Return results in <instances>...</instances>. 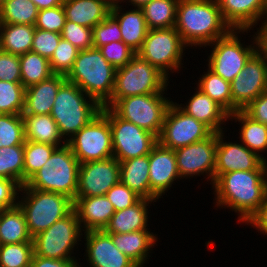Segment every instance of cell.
Instances as JSON below:
<instances>
[{
  "label": "cell",
  "mask_w": 267,
  "mask_h": 267,
  "mask_svg": "<svg viewBox=\"0 0 267 267\" xmlns=\"http://www.w3.org/2000/svg\"><path fill=\"white\" fill-rule=\"evenodd\" d=\"M217 208L230 209L244 225L267 198V170H237L221 174L212 184Z\"/></svg>",
  "instance_id": "cell-1"
},
{
  "label": "cell",
  "mask_w": 267,
  "mask_h": 267,
  "mask_svg": "<svg viewBox=\"0 0 267 267\" xmlns=\"http://www.w3.org/2000/svg\"><path fill=\"white\" fill-rule=\"evenodd\" d=\"M175 29L189 49L205 48L232 30L223 19L217 0H179Z\"/></svg>",
  "instance_id": "cell-2"
},
{
  "label": "cell",
  "mask_w": 267,
  "mask_h": 267,
  "mask_svg": "<svg viewBox=\"0 0 267 267\" xmlns=\"http://www.w3.org/2000/svg\"><path fill=\"white\" fill-rule=\"evenodd\" d=\"M115 71L116 68L102 56L99 48L92 47L79 51L65 77L103 107L113 94Z\"/></svg>",
  "instance_id": "cell-3"
},
{
  "label": "cell",
  "mask_w": 267,
  "mask_h": 267,
  "mask_svg": "<svg viewBox=\"0 0 267 267\" xmlns=\"http://www.w3.org/2000/svg\"><path fill=\"white\" fill-rule=\"evenodd\" d=\"M101 106L76 84L65 80L57 91L51 116L67 142L98 113Z\"/></svg>",
  "instance_id": "cell-4"
},
{
  "label": "cell",
  "mask_w": 267,
  "mask_h": 267,
  "mask_svg": "<svg viewBox=\"0 0 267 267\" xmlns=\"http://www.w3.org/2000/svg\"><path fill=\"white\" fill-rule=\"evenodd\" d=\"M17 205L24 213L32 238L74 209V201L66 195L31 189L25 185L20 188Z\"/></svg>",
  "instance_id": "cell-5"
},
{
  "label": "cell",
  "mask_w": 267,
  "mask_h": 267,
  "mask_svg": "<svg viewBox=\"0 0 267 267\" xmlns=\"http://www.w3.org/2000/svg\"><path fill=\"white\" fill-rule=\"evenodd\" d=\"M80 163L66 144L57 147L40 170L24 184L31 189L66 195L73 201L78 189Z\"/></svg>",
  "instance_id": "cell-6"
},
{
  "label": "cell",
  "mask_w": 267,
  "mask_h": 267,
  "mask_svg": "<svg viewBox=\"0 0 267 267\" xmlns=\"http://www.w3.org/2000/svg\"><path fill=\"white\" fill-rule=\"evenodd\" d=\"M169 79L136 54L125 66L115 71V86L111 99L104 105L112 107L119 99L129 96L167 93Z\"/></svg>",
  "instance_id": "cell-7"
},
{
  "label": "cell",
  "mask_w": 267,
  "mask_h": 267,
  "mask_svg": "<svg viewBox=\"0 0 267 267\" xmlns=\"http://www.w3.org/2000/svg\"><path fill=\"white\" fill-rule=\"evenodd\" d=\"M248 33H251L250 30L232 29L226 36L206 45V48H212L209 50L208 64L206 66L215 74L231 83L242 71L249 58L258 50L256 34L251 35ZM239 34L252 36L251 44H245V41L243 44L241 42L242 37Z\"/></svg>",
  "instance_id": "cell-8"
},
{
  "label": "cell",
  "mask_w": 267,
  "mask_h": 267,
  "mask_svg": "<svg viewBox=\"0 0 267 267\" xmlns=\"http://www.w3.org/2000/svg\"><path fill=\"white\" fill-rule=\"evenodd\" d=\"M83 231L73 210L63 219L53 223L48 229L33 237L34 254L39 257L59 260H80L74 254L78 245H83ZM78 244V245H77ZM73 253V254H72ZM73 255V256H72Z\"/></svg>",
  "instance_id": "cell-9"
},
{
  "label": "cell",
  "mask_w": 267,
  "mask_h": 267,
  "mask_svg": "<svg viewBox=\"0 0 267 267\" xmlns=\"http://www.w3.org/2000/svg\"><path fill=\"white\" fill-rule=\"evenodd\" d=\"M188 48L175 27L151 29L137 54L171 79L170 74L180 73L181 68H186L182 60Z\"/></svg>",
  "instance_id": "cell-10"
},
{
  "label": "cell",
  "mask_w": 267,
  "mask_h": 267,
  "mask_svg": "<svg viewBox=\"0 0 267 267\" xmlns=\"http://www.w3.org/2000/svg\"><path fill=\"white\" fill-rule=\"evenodd\" d=\"M166 95L168 96L167 93H152L121 98L111 109L120 118L159 137L166 112L173 102Z\"/></svg>",
  "instance_id": "cell-11"
},
{
  "label": "cell",
  "mask_w": 267,
  "mask_h": 267,
  "mask_svg": "<svg viewBox=\"0 0 267 267\" xmlns=\"http://www.w3.org/2000/svg\"><path fill=\"white\" fill-rule=\"evenodd\" d=\"M101 112L109 119L113 157L119 162L149 155L158 143L156 135L120 118L110 107L103 106Z\"/></svg>",
  "instance_id": "cell-12"
},
{
  "label": "cell",
  "mask_w": 267,
  "mask_h": 267,
  "mask_svg": "<svg viewBox=\"0 0 267 267\" xmlns=\"http://www.w3.org/2000/svg\"><path fill=\"white\" fill-rule=\"evenodd\" d=\"M67 145L79 163L113 157L109 119L102 112L98 113L67 141Z\"/></svg>",
  "instance_id": "cell-13"
},
{
  "label": "cell",
  "mask_w": 267,
  "mask_h": 267,
  "mask_svg": "<svg viewBox=\"0 0 267 267\" xmlns=\"http://www.w3.org/2000/svg\"><path fill=\"white\" fill-rule=\"evenodd\" d=\"M212 133L206 125L186 114L173 101L166 112L158 142L166 148L176 150L202 141Z\"/></svg>",
  "instance_id": "cell-14"
},
{
  "label": "cell",
  "mask_w": 267,
  "mask_h": 267,
  "mask_svg": "<svg viewBox=\"0 0 267 267\" xmlns=\"http://www.w3.org/2000/svg\"><path fill=\"white\" fill-rule=\"evenodd\" d=\"M232 114L243 110L261 93L267 91V59L257 50L242 71L230 83Z\"/></svg>",
  "instance_id": "cell-15"
},
{
  "label": "cell",
  "mask_w": 267,
  "mask_h": 267,
  "mask_svg": "<svg viewBox=\"0 0 267 267\" xmlns=\"http://www.w3.org/2000/svg\"><path fill=\"white\" fill-rule=\"evenodd\" d=\"M217 133L206 139L175 150L177 168L181 180L204 176L203 179L214 182ZM206 176V177H205ZM191 177V178H190Z\"/></svg>",
  "instance_id": "cell-16"
},
{
  "label": "cell",
  "mask_w": 267,
  "mask_h": 267,
  "mask_svg": "<svg viewBox=\"0 0 267 267\" xmlns=\"http://www.w3.org/2000/svg\"><path fill=\"white\" fill-rule=\"evenodd\" d=\"M119 182L120 162L114 157L80 163L76 197L106 195Z\"/></svg>",
  "instance_id": "cell-17"
},
{
  "label": "cell",
  "mask_w": 267,
  "mask_h": 267,
  "mask_svg": "<svg viewBox=\"0 0 267 267\" xmlns=\"http://www.w3.org/2000/svg\"><path fill=\"white\" fill-rule=\"evenodd\" d=\"M225 132L217 133L214 181L221 174L232 171L267 170V162L240 141H226Z\"/></svg>",
  "instance_id": "cell-18"
},
{
  "label": "cell",
  "mask_w": 267,
  "mask_h": 267,
  "mask_svg": "<svg viewBox=\"0 0 267 267\" xmlns=\"http://www.w3.org/2000/svg\"><path fill=\"white\" fill-rule=\"evenodd\" d=\"M84 256L89 267H138L129 257L122 253L104 230L83 232ZM79 263V267H82Z\"/></svg>",
  "instance_id": "cell-19"
},
{
  "label": "cell",
  "mask_w": 267,
  "mask_h": 267,
  "mask_svg": "<svg viewBox=\"0 0 267 267\" xmlns=\"http://www.w3.org/2000/svg\"><path fill=\"white\" fill-rule=\"evenodd\" d=\"M175 150L162 146L159 142L149 154L150 190L158 198L166 195L175 181H180ZM173 184V185H172Z\"/></svg>",
  "instance_id": "cell-20"
},
{
  "label": "cell",
  "mask_w": 267,
  "mask_h": 267,
  "mask_svg": "<svg viewBox=\"0 0 267 267\" xmlns=\"http://www.w3.org/2000/svg\"><path fill=\"white\" fill-rule=\"evenodd\" d=\"M194 90L193 95L184 102L185 105L175 102L176 105L186 114L206 125L213 133L227 131L224 127L228 124L229 114L200 89L196 87Z\"/></svg>",
  "instance_id": "cell-21"
},
{
  "label": "cell",
  "mask_w": 267,
  "mask_h": 267,
  "mask_svg": "<svg viewBox=\"0 0 267 267\" xmlns=\"http://www.w3.org/2000/svg\"><path fill=\"white\" fill-rule=\"evenodd\" d=\"M225 22L234 30H254L261 21L265 0H217Z\"/></svg>",
  "instance_id": "cell-22"
},
{
  "label": "cell",
  "mask_w": 267,
  "mask_h": 267,
  "mask_svg": "<svg viewBox=\"0 0 267 267\" xmlns=\"http://www.w3.org/2000/svg\"><path fill=\"white\" fill-rule=\"evenodd\" d=\"M83 232L104 230L110 222L115 209L106 195L76 197L74 209Z\"/></svg>",
  "instance_id": "cell-23"
},
{
  "label": "cell",
  "mask_w": 267,
  "mask_h": 267,
  "mask_svg": "<svg viewBox=\"0 0 267 267\" xmlns=\"http://www.w3.org/2000/svg\"><path fill=\"white\" fill-rule=\"evenodd\" d=\"M111 236L114 245L138 267H144L151 257L150 253L157 246V234L149 230H139L124 234L107 233Z\"/></svg>",
  "instance_id": "cell-24"
},
{
  "label": "cell",
  "mask_w": 267,
  "mask_h": 267,
  "mask_svg": "<svg viewBox=\"0 0 267 267\" xmlns=\"http://www.w3.org/2000/svg\"><path fill=\"white\" fill-rule=\"evenodd\" d=\"M124 7L127 6L124 4L114 6L110 9V13L118 21L122 41L137 53L143 45L149 28L141 8L130 7L126 10Z\"/></svg>",
  "instance_id": "cell-25"
},
{
  "label": "cell",
  "mask_w": 267,
  "mask_h": 267,
  "mask_svg": "<svg viewBox=\"0 0 267 267\" xmlns=\"http://www.w3.org/2000/svg\"><path fill=\"white\" fill-rule=\"evenodd\" d=\"M65 80L64 75L53 74L48 79L27 87L22 114H51L57 91Z\"/></svg>",
  "instance_id": "cell-26"
},
{
  "label": "cell",
  "mask_w": 267,
  "mask_h": 267,
  "mask_svg": "<svg viewBox=\"0 0 267 267\" xmlns=\"http://www.w3.org/2000/svg\"><path fill=\"white\" fill-rule=\"evenodd\" d=\"M155 200L140 198L134 205L115 212L104 231L106 233H129L139 230H149V209ZM150 204V205H149Z\"/></svg>",
  "instance_id": "cell-27"
},
{
  "label": "cell",
  "mask_w": 267,
  "mask_h": 267,
  "mask_svg": "<svg viewBox=\"0 0 267 267\" xmlns=\"http://www.w3.org/2000/svg\"><path fill=\"white\" fill-rule=\"evenodd\" d=\"M120 182L141 198L159 201L150 190L149 155L120 161Z\"/></svg>",
  "instance_id": "cell-28"
},
{
  "label": "cell",
  "mask_w": 267,
  "mask_h": 267,
  "mask_svg": "<svg viewBox=\"0 0 267 267\" xmlns=\"http://www.w3.org/2000/svg\"><path fill=\"white\" fill-rule=\"evenodd\" d=\"M66 20L88 28L101 23L111 7L104 0H63Z\"/></svg>",
  "instance_id": "cell-29"
},
{
  "label": "cell",
  "mask_w": 267,
  "mask_h": 267,
  "mask_svg": "<svg viewBox=\"0 0 267 267\" xmlns=\"http://www.w3.org/2000/svg\"><path fill=\"white\" fill-rule=\"evenodd\" d=\"M22 117L25 140L57 147L67 144L60 134L57 123L50 114H22Z\"/></svg>",
  "instance_id": "cell-30"
},
{
  "label": "cell",
  "mask_w": 267,
  "mask_h": 267,
  "mask_svg": "<svg viewBox=\"0 0 267 267\" xmlns=\"http://www.w3.org/2000/svg\"><path fill=\"white\" fill-rule=\"evenodd\" d=\"M229 120L232 122L234 120L240 125L239 137H237L239 141L267 162L263 154L267 152V125L253 120L243 110L230 114Z\"/></svg>",
  "instance_id": "cell-31"
},
{
  "label": "cell",
  "mask_w": 267,
  "mask_h": 267,
  "mask_svg": "<svg viewBox=\"0 0 267 267\" xmlns=\"http://www.w3.org/2000/svg\"><path fill=\"white\" fill-rule=\"evenodd\" d=\"M33 242L23 211L17 205L1 210L0 245Z\"/></svg>",
  "instance_id": "cell-32"
},
{
  "label": "cell",
  "mask_w": 267,
  "mask_h": 267,
  "mask_svg": "<svg viewBox=\"0 0 267 267\" xmlns=\"http://www.w3.org/2000/svg\"><path fill=\"white\" fill-rule=\"evenodd\" d=\"M34 25L0 23V50L14 55L31 51Z\"/></svg>",
  "instance_id": "cell-33"
},
{
  "label": "cell",
  "mask_w": 267,
  "mask_h": 267,
  "mask_svg": "<svg viewBox=\"0 0 267 267\" xmlns=\"http://www.w3.org/2000/svg\"><path fill=\"white\" fill-rule=\"evenodd\" d=\"M193 83L204 94L220 105L229 115L232 114V94L230 82H227L209 68Z\"/></svg>",
  "instance_id": "cell-34"
},
{
  "label": "cell",
  "mask_w": 267,
  "mask_h": 267,
  "mask_svg": "<svg viewBox=\"0 0 267 267\" xmlns=\"http://www.w3.org/2000/svg\"><path fill=\"white\" fill-rule=\"evenodd\" d=\"M178 1L151 0L145 4L141 9L149 30L175 27Z\"/></svg>",
  "instance_id": "cell-35"
},
{
  "label": "cell",
  "mask_w": 267,
  "mask_h": 267,
  "mask_svg": "<svg viewBox=\"0 0 267 267\" xmlns=\"http://www.w3.org/2000/svg\"><path fill=\"white\" fill-rule=\"evenodd\" d=\"M21 83L27 88L51 77L50 62L36 52L29 51L19 56Z\"/></svg>",
  "instance_id": "cell-36"
},
{
  "label": "cell",
  "mask_w": 267,
  "mask_h": 267,
  "mask_svg": "<svg viewBox=\"0 0 267 267\" xmlns=\"http://www.w3.org/2000/svg\"><path fill=\"white\" fill-rule=\"evenodd\" d=\"M38 12L30 0H6L0 5V23L35 25Z\"/></svg>",
  "instance_id": "cell-37"
},
{
  "label": "cell",
  "mask_w": 267,
  "mask_h": 267,
  "mask_svg": "<svg viewBox=\"0 0 267 267\" xmlns=\"http://www.w3.org/2000/svg\"><path fill=\"white\" fill-rule=\"evenodd\" d=\"M0 178L24 185V145L0 148Z\"/></svg>",
  "instance_id": "cell-38"
},
{
  "label": "cell",
  "mask_w": 267,
  "mask_h": 267,
  "mask_svg": "<svg viewBox=\"0 0 267 267\" xmlns=\"http://www.w3.org/2000/svg\"><path fill=\"white\" fill-rule=\"evenodd\" d=\"M57 146L36 143L29 140L24 142V184L40 170L50 158Z\"/></svg>",
  "instance_id": "cell-39"
},
{
  "label": "cell",
  "mask_w": 267,
  "mask_h": 267,
  "mask_svg": "<svg viewBox=\"0 0 267 267\" xmlns=\"http://www.w3.org/2000/svg\"><path fill=\"white\" fill-rule=\"evenodd\" d=\"M25 89L21 82L0 81V112L22 115Z\"/></svg>",
  "instance_id": "cell-40"
},
{
  "label": "cell",
  "mask_w": 267,
  "mask_h": 267,
  "mask_svg": "<svg viewBox=\"0 0 267 267\" xmlns=\"http://www.w3.org/2000/svg\"><path fill=\"white\" fill-rule=\"evenodd\" d=\"M33 255V242L0 245V267H30Z\"/></svg>",
  "instance_id": "cell-41"
},
{
  "label": "cell",
  "mask_w": 267,
  "mask_h": 267,
  "mask_svg": "<svg viewBox=\"0 0 267 267\" xmlns=\"http://www.w3.org/2000/svg\"><path fill=\"white\" fill-rule=\"evenodd\" d=\"M25 131L22 115H0V148L24 145Z\"/></svg>",
  "instance_id": "cell-42"
},
{
  "label": "cell",
  "mask_w": 267,
  "mask_h": 267,
  "mask_svg": "<svg viewBox=\"0 0 267 267\" xmlns=\"http://www.w3.org/2000/svg\"><path fill=\"white\" fill-rule=\"evenodd\" d=\"M79 51L69 41L61 38L53 56L49 60L52 72L66 76L72 69Z\"/></svg>",
  "instance_id": "cell-43"
},
{
  "label": "cell",
  "mask_w": 267,
  "mask_h": 267,
  "mask_svg": "<svg viewBox=\"0 0 267 267\" xmlns=\"http://www.w3.org/2000/svg\"><path fill=\"white\" fill-rule=\"evenodd\" d=\"M92 35L94 48H99L111 42L122 41L118 21L111 13L101 23L92 28Z\"/></svg>",
  "instance_id": "cell-44"
},
{
  "label": "cell",
  "mask_w": 267,
  "mask_h": 267,
  "mask_svg": "<svg viewBox=\"0 0 267 267\" xmlns=\"http://www.w3.org/2000/svg\"><path fill=\"white\" fill-rule=\"evenodd\" d=\"M61 36L80 51L93 47L92 28L66 20Z\"/></svg>",
  "instance_id": "cell-45"
},
{
  "label": "cell",
  "mask_w": 267,
  "mask_h": 267,
  "mask_svg": "<svg viewBox=\"0 0 267 267\" xmlns=\"http://www.w3.org/2000/svg\"><path fill=\"white\" fill-rule=\"evenodd\" d=\"M102 56L114 67L125 66L137 54L123 41H115L99 47Z\"/></svg>",
  "instance_id": "cell-46"
},
{
  "label": "cell",
  "mask_w": 267,
  "mask_h": 267,
  "mask_svg": "<svg viewBox=\"0 0 267 267\" xmlns=\"http://www.w3.org/2000/svg\"><path fill=\"white\" fill-rule=\"evenodd\" d=\"M65 21L64 8L62 5H59L54 8L39 10L34 27L61 34Z\"/></svg>",
  "instance_id": "cell-47"
},
{
  "label": "cell",
  "mask_w": 267,
  "mask_h": 267,
  "mask_svg": "<svg viewBox=\"0 0 267 267\" xmlns=\"http://www.w3.org/2000/svg\"><path fill=\"white\" fill-rule=\"evenodd\" d=\"M61 38L62 36L58 32L35 28L31 51L50 60Z\"/></svg>",
  "instance_id": "cell-48"
},
{
  "label": "cell",
  "mask_w": 267,
  "mask_h": 267,
  "mask_svg": "<svg viewBox=\"0 0 267 267\" xmlns=\"http://www.w3.org/2000/svg\"><path fill=\"white\" fill-rule=\"evenodd\" d=\"M106 197L112 203L115 212L134 205L141 198L121 182L111 187L106 193Z\"/></svg>",
  "instance_id": "cell-49"
},
{
  "label": "cell",
  "mask_w": 267,
  "mask_h": 267,
  "mask_svg": "<svg viewBox=\"0 0 267 267\" xmlns=\"http://www.w3.org/2000/svg\"><path fill=\"white\" fill-rule=\"evenodd\" d=\"M0 81L21 82L18 55L0 50Z\"/></svg>",
  "instance_id": "cell-50"
},
{
  "label": "cell",
  "mask_w": 267,
  "mask_h": 267,
  "mask_svg": "<svg viewBox=\"0 0 267 267\" xmlns=\"http://www.w3.org/2000/svg\"><path fill=\"white\" fill-rule=\"evenodd\" d=\"M20 188L16 181L0 178V211L17 206Z\"/></svg>",
  "instance_id": "cell-51"
},
{
  "label": "cell",
  "mask_w": 267,
  "mask_h": 267,
  "mask_svg": "<svg viewBox=\"0 0 267 267\" xmlns=\"http://www.w3.org/2000/svg\"><path fill=\"white\" fill-rule=\"evenodd\" d=\"M243 111L253 120L267 125V91L261 93Z\"/></svg>",
  "instance_id": "cell-52"
},
{
  "label": "cell",
  "mask_w": 267,
  "mask_h": 267,
  "mask_svg": "<svg viewBox=\"0 0 267 267\" xmlns=\"http://www.w3.org/2000/svg\"><path fill=\"white\" fill-rule=\"evenodd\" d=\"M246 225L252 226L260 235H267V198L259 207L258 211L248 220Z\"/></svg>",
  "instance_id": "cell-53"
},
{
  "label": "cell",
  "mask_w": 267,
  "mask_h": 267,
  "mask_svg": "<svg viewBox=\"0 0 267 267\" xmlns=\"http://www.w3.org/2000/svg\"><path fill=\"white\" fill-rule=\"evenodd\" d=\"M78 260H59L33 255L30 267H79Z\"/></svg>",
  "instance_id": "cell-54"
},
{
  "label": "cell",
  "mask_w": 267,
  "mask_h": 267,
  "mask_svg": "<svg viewBox=\"0 0 267 267\" xmlns=\"http://www.w3.org/2000/svg\"><path fill=\"white\" fill-rule=\"evenodd\" d=\"M259 27L256 28L257 42H258V50L265 56L267 59V23H259Z\"/></svg>",
  "instance_id": "cell-55"
},
{
  "label": "cell",
  "mask_w": 267,
  "mask_h": 267,
  "mask_svg": "<svg viewBox=\"0 0 267 267\" xmlns=\"http://www.w3.org/2000/svg\"><path fill=\"white\" fill-rule=\"evenodd\" d=\"M36 7L41 9L54 8L63 4V0H30Z\"/></svg>",
  "instance_id": "cell-56"
},
{
  "label": "cell",
  "mask_w": 267,
  "mask_h": 267,
  "mask_svg": "<svg viewBox=\"0 0 267 267\" xmlns=\"http://www.w3.org/2000/svg\"><path fill=\"white\" fill-rule=\"evenodd\" d=\"M151 0H125V4L129 6H133V8H142L145 4L150 2Z\"/></svg>",
  "instance_id": "cell-57"
},
{
  "label": "cell",
  "mask_w": 267,
  "mask_h": 267,
  "mask_svg": "<svg viewBox=\"0 0 267 267\" xmlns=\"http://www.w3.org/2000/svg\"><path fill=\"white\" fill-rule=\"evenodd\" d=\"M111 8L118 5H123L125 0H104ZM122 3V4H121Z\"/></svg>",
  "instance_id": "cell-58"
},
{
  "label": "cell",
  "mask_w": 267,
  "mask_h": 267,
  "mask_svg": "<svg viewBox=\"0 0 267 267\" xmlns=\"http://www.w3.org/2000/svg\"><path fill=\"white\" fill-rule=\"evenodd\" d=\"M261 23H267V0H265L264 8H263V14L261 17Z\"/></svg>",
  "instance_id": "cell-59"
},
{
  "label": "cell",
  "mask_w": 267,
  "mask_h": 267,
  "mask_svg": "<svg viewBox=\"0 0 267 267\" xmlns=\"http://www.w3.org/2000/svg\"><path fill=\"white\" fill-rule=\"evenodd\" d=\"M6 0H0V5L3 3V2H5Z\"/></svg>",
  "instance_id": "cell-60"
}]
</instances>
